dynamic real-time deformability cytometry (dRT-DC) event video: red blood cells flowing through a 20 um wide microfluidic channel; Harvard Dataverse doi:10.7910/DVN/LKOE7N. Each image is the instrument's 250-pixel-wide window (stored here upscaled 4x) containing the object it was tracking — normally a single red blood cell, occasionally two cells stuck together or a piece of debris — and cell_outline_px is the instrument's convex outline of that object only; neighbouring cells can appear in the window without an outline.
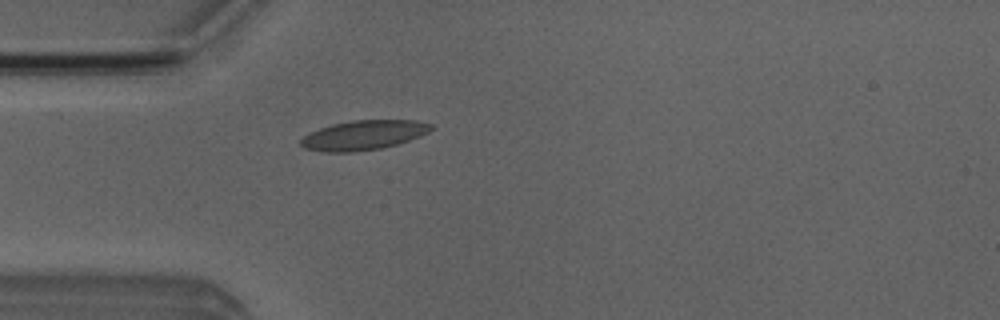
{"species": "Egyptian fruit bat (a non-hibernating species)", "species_latin": "Rousettus aegyptiacus", "temperature_condition": "room temperature", "stored_images_in_passage": 51, "camera_frame_rate_fps": 3000, "um_per_image_px": 0.085, "animal": {"sex": "male"}, "frame": {"image": 1, "passage_image": 14, "time_ms": 4.333, "image_size_px": [1000, 320], "cell_outline_px": [[432, 128], [428, 132], [420, 136], [396, 144], [380, 148], [352, 152], [328, 152], [304, 148], [300, 144], [300, 140], [304, 136], [320, 128], [332, 124], [352, 120], [416, 120], [432, 124]], "centroid_in_image_um": [30.9, 11.48], "position_along_channel_um": 54.1, "area_um2": 22.2}}
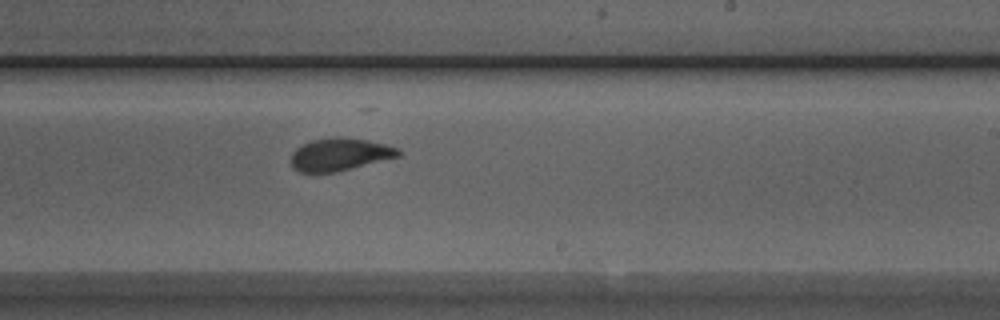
{"frame": {"image": 2, "passage_image": 30, "time_ms": 9.667, "image_size_px": [1000, 320], "cell_outline_px": [[400, 156], [336, 172], [300, 172], [292, 168], [292, 152], [296, 148], [312, 140], [336, 136], [340, 136], [368, 140], [400, 148]], "centroid_in_image_um": [28.89, 13.12], "position_along_channel_um": 260.1, "area_um2": 20.35}}
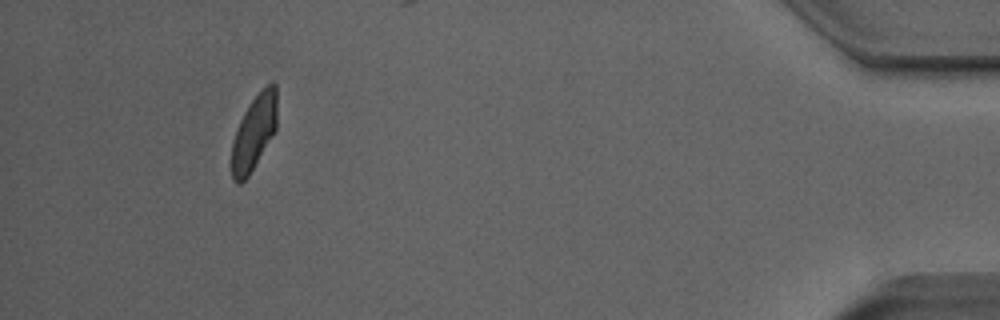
{"frame": {"image": 3, "passage_image": 47, "time_ms": 15.333, "image_size_px": [1000, 320], "cell_outline_px": [[276, 132], [248, 176], [240, 184], [236, 184], [232, 180], [232, 140], [236, 128], [244, 112], [252, 100], [272, 80], [276, 84]], "centroid_in_image_um": [21.59, 11.29], "position_along_channel_um": 413.6, "area_um2": 19.83}, "authors_computed_cell_mechanics": {"area_um2": 20.6924, "velocity_mm_per_s": 3.964, "shape_relaxation_time_tau1_ms": 3.214, "shape_relaxation_time_tau2_ms": 0.954, "deformation_change_tau1": 0.1218, "deformation_change_tau2": 0.0646}}